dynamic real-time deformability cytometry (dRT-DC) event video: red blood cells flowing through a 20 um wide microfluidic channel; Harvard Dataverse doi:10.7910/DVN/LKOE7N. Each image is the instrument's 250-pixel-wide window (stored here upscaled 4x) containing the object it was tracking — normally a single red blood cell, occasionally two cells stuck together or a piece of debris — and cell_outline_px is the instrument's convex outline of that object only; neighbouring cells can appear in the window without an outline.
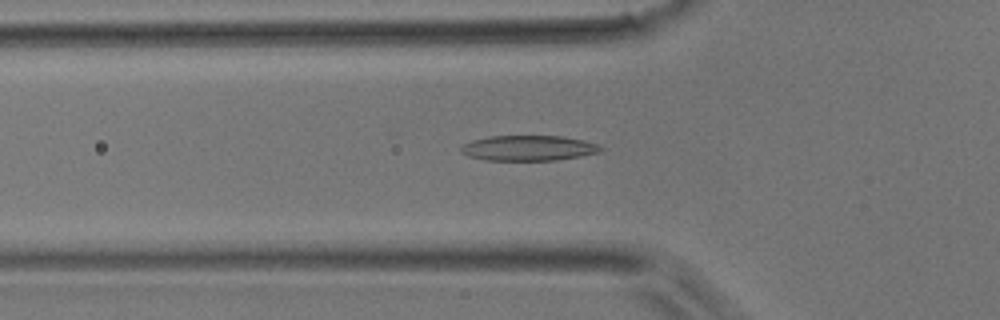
{"species": "common noctule bat (a hibernating species)", "species_latin": "Nyctalus noctula", "temperature_condition": "room temperature", "stored_images_in_passage": 35, "camera_frame_rate_fps": 3000, "um_per_image_px": 0.085, "animal": {"sex": "male", "body_mass_g": 17.9}, "frame": {"image": 1, "passage_image": 4, "time_ms": 1.0, "image_size_px": [1000, 320], "cell_outline_px": [[604, 148], [600, 152], [580, 156], [556, 160], [488, 160], [468, 156], [460, 152], [460, 148], [464, 144], [472, 140], [488, 136], [560, 136], [584, 140], [596, 144]], "centroid_in_image_um": [44.91, 12.58], "position_along_channel_um": 80.9, "area_um2": 20.52}}
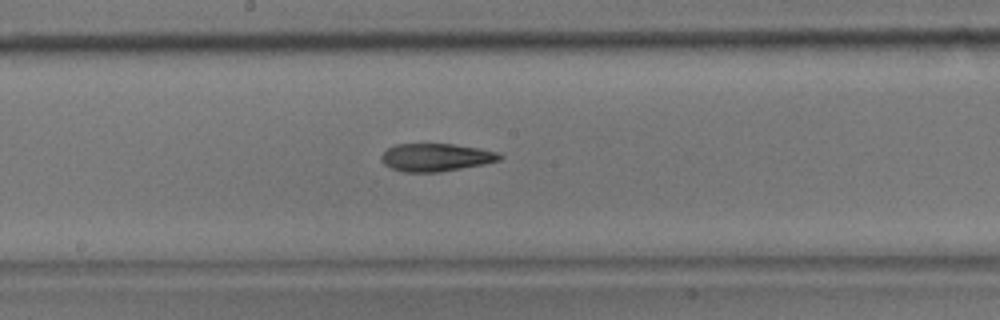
{"frame": {"image": 2, "passage_image": 13, "time_ms": 4.0, "image_size_px": [1000, 320], "cell_outline_px": [[504, 156], [500, 160], [484, 164], [440, 172], [404, 172], [392, 168], [384, 164], [380, 160], [380, 156], [388, 148], [396, 144], [452, 144], [480, 148], [500, 152]], "centroid_in_image_um": [37.08, 13.37], "position_along_channel_um": 211.1, "area_um2": 19.31}}
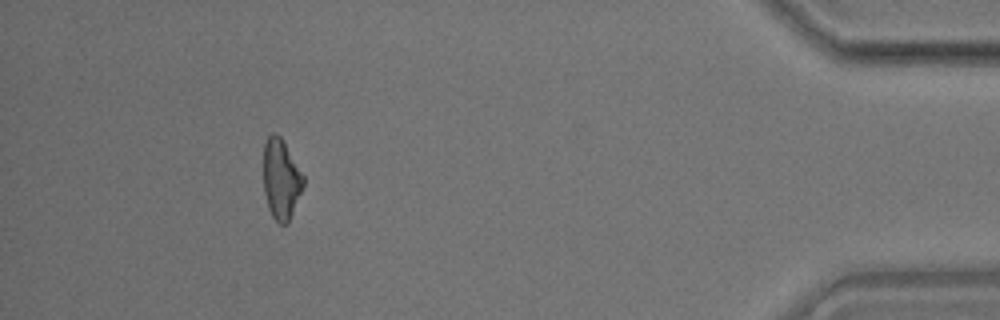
{"frame": {"image": 3, "passage_image": 31, "time_ms": 10.0, "image_size_px": [1000, 320], "cell_outline_px": [[304, 184], [288, 224], [280, 224], [272, 216], [268, 208], [264, 192], [264, 144], [268, 136], [272, 132], [276, 132], [280, 136], [304, 176]], "centroid_in_image_um": [23.88, 15.23], "position_along_channel_um": 411.3, "area_um2": 18.5}}